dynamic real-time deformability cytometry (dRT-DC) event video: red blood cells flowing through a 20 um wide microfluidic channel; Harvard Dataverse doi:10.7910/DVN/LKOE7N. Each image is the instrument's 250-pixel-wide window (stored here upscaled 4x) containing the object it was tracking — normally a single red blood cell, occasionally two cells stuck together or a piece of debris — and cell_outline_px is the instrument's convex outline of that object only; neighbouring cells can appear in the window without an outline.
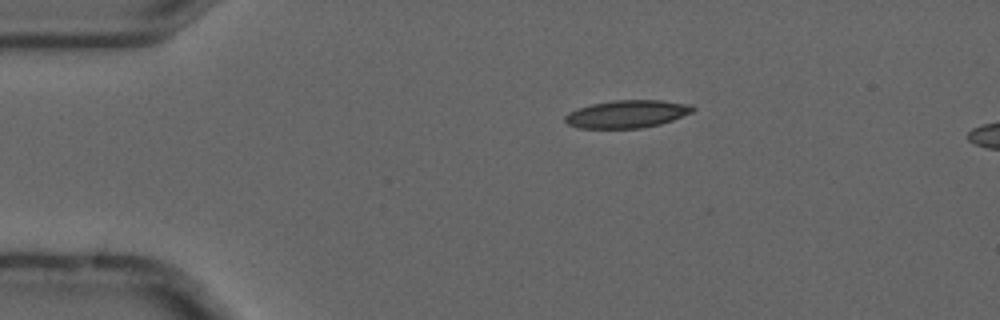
{"species": "common noctule bat (a hibernating species)", "species_latin": "Nyctalus noctula", "temperature_condition": "cold", "stored_images_in_passage": 8, "camera_frame_rate_fps": 3000, "um_per_image_px": 0.085, "animal": {"sex": "male", "forearm_length_mm": 52.5}, "frame": {"image": 1, "passage_image": 3, "time_ms": 0.667, "image_size_px": [1000, 320], "cell_outline_px": [[696, 108], [692, 112], [672, 120], [660, 124], [640, 128], [580, 128], [568, 124], [564, 120], [564, 116], [568, 112], [576, 108], [592, 104], [612, 100], [660, 100], [692, 104]], "centroid_in_image_um": [53.29, 9.68], "position_along_channel_um": 31.7, "area_um2": 20.69}}
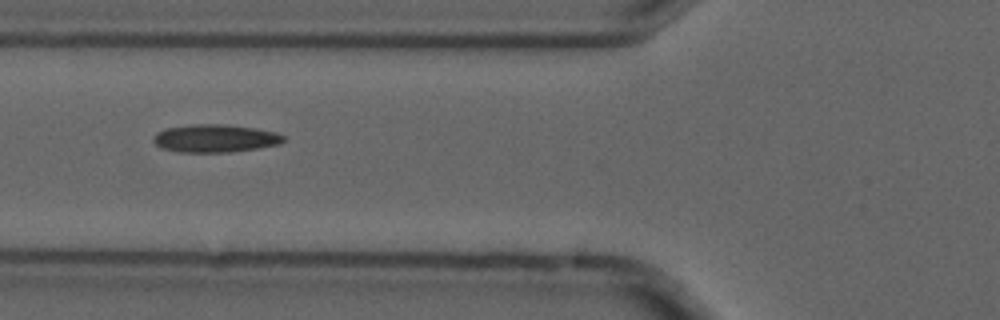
{"frame": {"image": 2, "passage_image": 6, "time_ms": 1.667, "image_size_px": [1000, 320], "cell_outline_px": [[284, 140], [280, 144], [256, 148], [228, 152], [180, 152], [160, 148], [152, 140], [152, 136], [156, 132], [164, 128], [192, 124], [220, 124], [256, 128], [276, 132], [284, 136]], "centroid_in_image_um": [18.23, 11.75], "position_along_channel_um": 107.6, "area_um2": 21.21}}
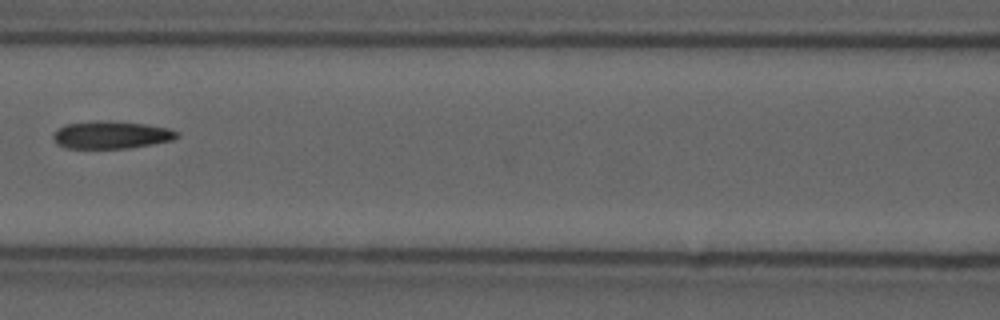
{"frame": {"image": 3, "passage_image": 7, "time_ms": 2.0, "image_size_px": [1000, 320], "cell_outline_px": [[180, 136], [172, 140], [152, 144], [128, 148], [64, 148], [56, 144], [52, 136], [56, 128], [64, 124], [96, 120], [108, 120], [144, 124], [168, 128], [180, 132]], "centroid_in_image_um": [9.41, 11.45], "position_along_channel_um": 157.2, "area_um2": 20.17}}